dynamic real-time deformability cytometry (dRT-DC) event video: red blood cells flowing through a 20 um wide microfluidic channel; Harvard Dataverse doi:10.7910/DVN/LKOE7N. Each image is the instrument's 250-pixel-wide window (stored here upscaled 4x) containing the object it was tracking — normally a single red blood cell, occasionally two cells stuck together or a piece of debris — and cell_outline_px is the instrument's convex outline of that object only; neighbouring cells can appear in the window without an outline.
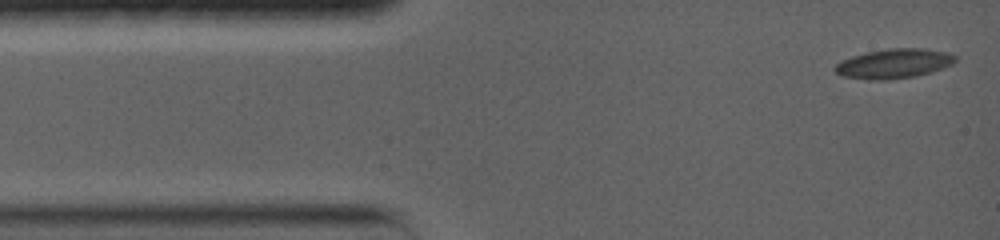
{"species": "common noctule bat (a hibernating species)", "species_latin": "Nyctalus noctula", "temperature_condition": "warm", "stored_images_in_passage": 39, "camera_frame_rate_fps": 5000, "um_per_image_px": 0.085, "animal": {"sex": "female", "body_mass_g": 19.0, "forearm_length_mm": 56.7}, "frame": {"image": 1, "passage_image": 1, "time_ms": 0.0, "image_size_px": [1000, 240], "cell_outline_px": [[956, 60], [952, 64], [928, 72], [912, 76], [888, 80], [872, 80], [844, 76], [836, 72], [832, 68], [840, 60], [852, 56], [868, 52], [888, 48], [924, 48], [948, 52], [956, 56]], "centroid_in_image_um": [75.95, 5.39], "position_along_channel_um": 9.1, "area_um2": 20.52}}
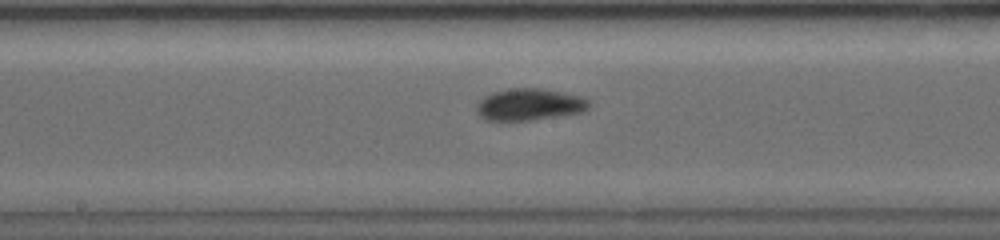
{"frame": {"image": 2, "passage_image": 23, "time_ms": 7.2, "image_size_px": [1000, 240], "cell_outline_px": [[592, 104], [588, 108], [580, 112], [532, 120], [484, 120], [476, 112], [476, 104], [484, 96], [492, 92], [512, 88], [544, 88], [580, 96], [588, 100]], "centroid_in_image_um": [44.97, 8.87], "position_along_channel_um": 203.2, "area_um2": 20.87}}
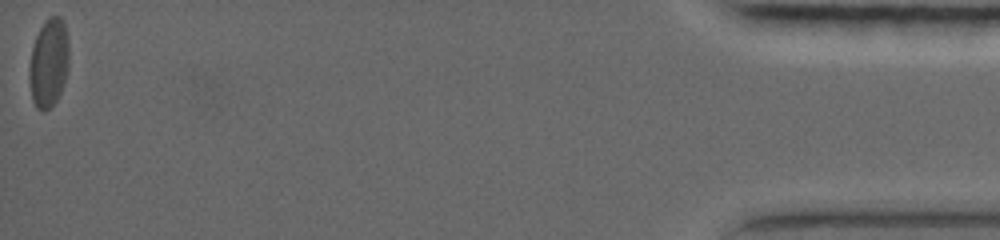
{"frame": {"image": 3, "passage_image": 39, "time_ms": 17.2, "image_size_px": [1000, 240], "cell_outline_px": [[68, 72], [60, 92], [56, 100], [44, 112], [36, 108], [32, 100], [28, 76], [28, 68], [32, 48], [36, 36], [44, 20], [48, 16], [60, 16], [64, 24], [68, 40]], "centroid_in_image_um": [4.12, 5.34], "position_along_channel_um": 431.1, "area_um2": 20.69}, "authors_computed_cell_mechanics": {"area_um2": 19.941, "velocity_mm_per_s": 3.6529, "shape_relaxation_time_tau1_ms": 2.9563, "shape_relaxation_time_tau2_ms": 1.2811, "deformation_change_tau1": 0.1221, "deformation_change_tau2": 0.0497}}